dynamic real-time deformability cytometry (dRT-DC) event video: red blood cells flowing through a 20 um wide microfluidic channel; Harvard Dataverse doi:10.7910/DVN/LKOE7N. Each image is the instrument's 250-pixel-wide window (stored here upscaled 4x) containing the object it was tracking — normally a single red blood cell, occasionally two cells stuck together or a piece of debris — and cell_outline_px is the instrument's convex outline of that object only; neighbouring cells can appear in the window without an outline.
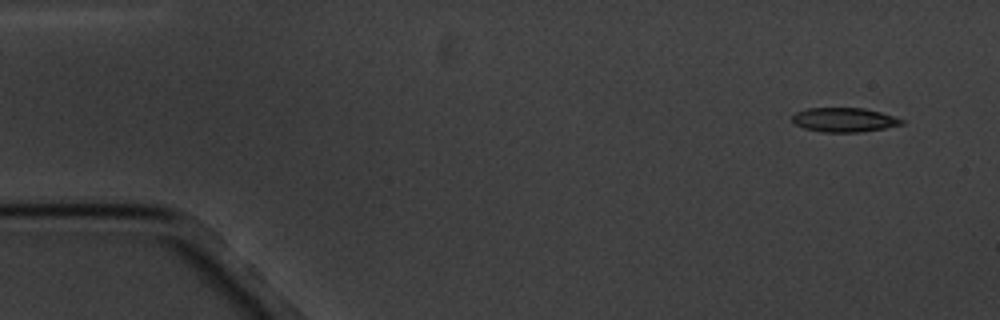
{"species": "common noctule bat (a hibernating species)", "species_latin": "Nyctalus noctula", "temperature_condition": "cold", "stored_images_in_passage": 6, "camera_frame_rate_fps": 3000, "um_per_image_px": 0.085, "animal": {"sex": "male", "body_mass_g": 20.1, "forearm_length_mm": 53.5}, "frame": {"image": 1, "passage_image": 1, "time_ms": 0.0, "image_size_px": [1000, 320], "cell_outline_px": [[904, 124], [884, 128], [860, 132], [824, 132], [804, 128], [796, 124], [792, 120], [792, 116], [796, 112], [808, 108], [864, 108], [880, 112], [904, 120]], "centroid_in_image_um": [71.75, 10.18], "position_along_channel_um": 13.3, "area_um2": 15.32}}